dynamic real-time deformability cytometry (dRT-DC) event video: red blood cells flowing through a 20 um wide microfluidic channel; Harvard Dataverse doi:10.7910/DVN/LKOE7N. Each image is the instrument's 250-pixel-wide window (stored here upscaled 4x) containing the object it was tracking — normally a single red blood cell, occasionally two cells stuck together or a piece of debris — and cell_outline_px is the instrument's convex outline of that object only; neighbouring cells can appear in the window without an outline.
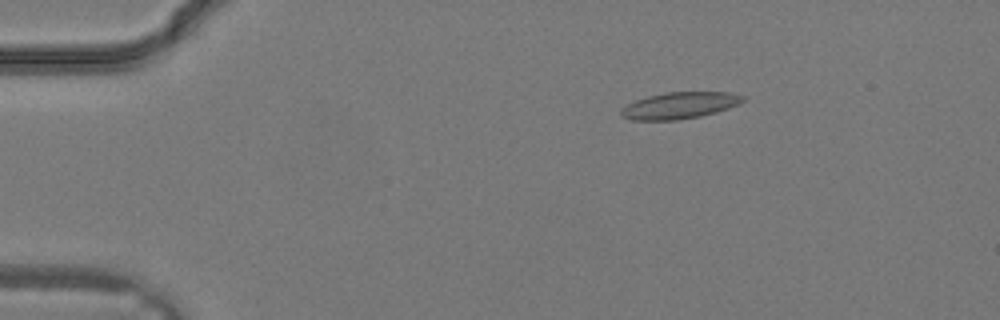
{"species": "common noctule bat (a hibernating species)", "species_latin": "Nyctalus noctula", "temperature_condition": "warm", "stored_images_in_passage": 33, "camera_frame_rate_fps": 3000, "um_per_image_px": 0.085, "animal": {"sex": "male", "body_mass_g": 19.2, "forearm_length_mm": 51.8}, "frame": {"image": 1, "passage_image": 6, "time_ms": 1.667, "image_size_px": [1000, 320], "cell_outline_px": [[744, 100], [740, 104], [716, 112], [700, 116], [676, 120], [632, 120], [620, 116], [620, 112], [628, 104], [636, 100], [648, 96], [664, 92], [728, 92], [744, 96]], "centroid_in_image_um": [57.77, 8.96], "position_along_channel_um": 27.2, "area_um2": 18.79}}
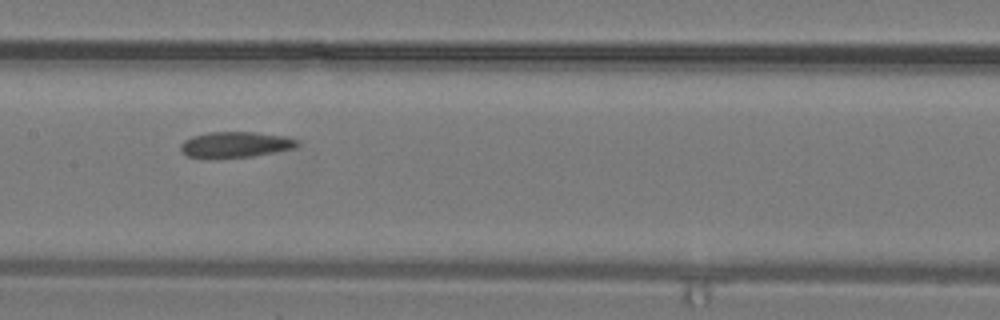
{"frame": {"image": 2, "passage_image": 17, "time_ms": 5.333, "image_size_px": [1000, 320], "cell_outline_px": [[300, 144], [292, 148], [256, 156], [216, 160], [188, 156], [180, 152], [180, 144], [184, 140], [192, 136], [208, 132], [256, 132], [284, 136], [296, 140]], "centroid_in_image_um": [19.93, 12.32], "position_along_channel_um": 187.5, "area_um2": 17.98}}
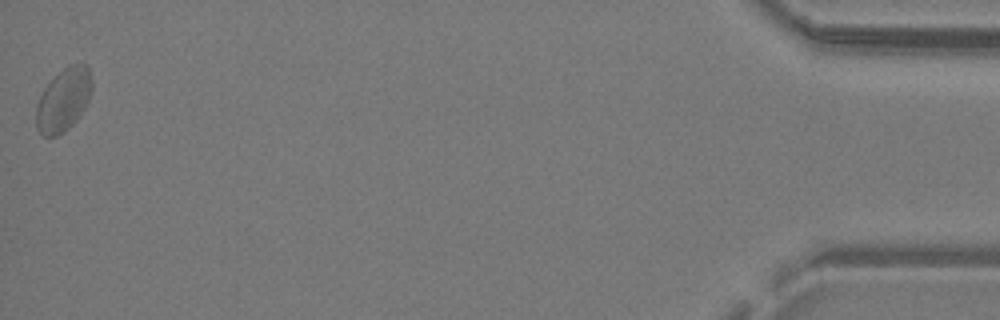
{"frame": {"image": 3, "passage_image": 33, "time_ms": 10.667, "image_size_px": [1000, 320], "cell_outline_px": [[92, 88], [88, 100], [80, 116], [64, 132], [56, 136], [44, 136], [36, 128], [36, 104], [44, 88], [68, 64], [88, 64], [92, 80]], "centroid_in_image_um": [5.41, 8.49], "position_along_channel_um": 429.8, "area_um2": 20.4}}